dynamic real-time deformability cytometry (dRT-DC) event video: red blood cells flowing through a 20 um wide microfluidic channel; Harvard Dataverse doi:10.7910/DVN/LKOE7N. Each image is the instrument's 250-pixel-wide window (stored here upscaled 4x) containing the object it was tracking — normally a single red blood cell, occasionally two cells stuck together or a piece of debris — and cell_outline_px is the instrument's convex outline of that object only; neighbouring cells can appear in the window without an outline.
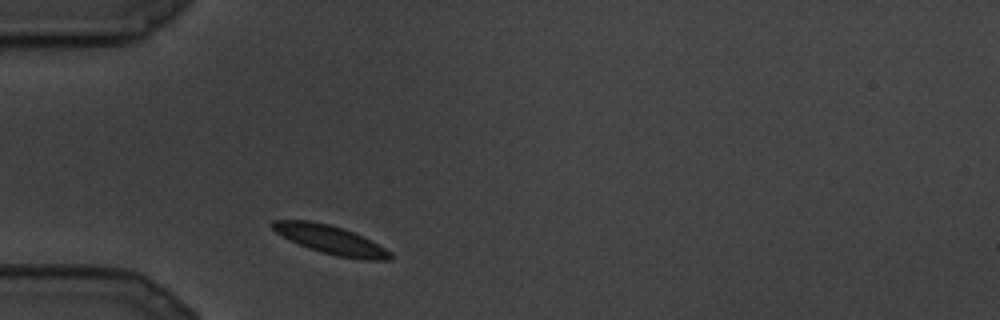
{"species": "common noctule bat (a hibernating species)", "species_latin": "Nyctalus noctula", "temperature_condition": "cold", "stored_images_in_passage": 3, "camera_frame_rate_fps": 3000, "um_per_image_px": 0.085, "animal": {"sex": "male", "body_mass_g": 19.5, "forearm_length_mm": 54.6}, "frame": {"image": 1, "passage_image": 1, "time_ms": 0.0, "image_size_px": [1000, 320], "cell_outline_px": [[392, 260], [364, 260], [336, 256], [308, 248], [276, 232], [268, 224], [272, 220], [308, 220], [328, 224], [344, 228], [392, 252]], "centroid_in_image_um": [28.09, 20.38], "position_along_channel_um": 56.9, "area_um2": 19.36}}